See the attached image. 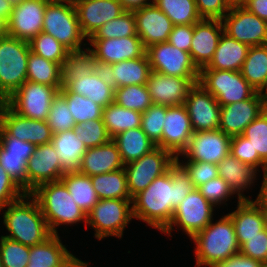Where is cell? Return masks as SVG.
Masks as SVG:
<instances>
[{"label":"cell","instance_id":"cell-49","mask_svg":"<svg viewBox=\"0 0 267 267\" xmlns=\"http://www.w3.org/2000/svg\"><path fill=\"white\" fill-rule=\"evenodd\" d=\"M32 155L8 154L0 146V165L27 194V162Z\"/></svg>","mask_w":267,"mask_h":267},{"label":"cell","instance_id":"cell-50","mask_svg":"<svg viewBox=\"0 0 267 267\" xmlns=\"http://www.w3.org/2000/svg\"><path fill=\"white\" fill-rule=\"evenodd\" d=\"M166 116V106L152 104L142 113L140 128L145 134L158 145L162 140L164 117Z\"/></svg>","mask_w":267,"mask_h":267},{"label":"cell","instance_id":"cell-25","mask_svg":"<svg viewBox=\"0 0 267 267\" xmlns=\"http://www.w3.org/2000/svg\"><path fill=\"white\" fill-rule=\"evenodd\" d=\"M136 19V32L145 48L167 42L173 28L169 17L154 3L133 11Z\"/></svg>","mask_w":267,"mask_h":267},{"label":"cell","instance_id":"cell-63","mask_svg":"<svg viewBox=\"0 0 267 267\" xmlns=\"http://www.w3.org/2000/svg\"><path fill=\"white\" fill-rule=\"evenodd\" d=\"M255 202L263 209L267 210V169L263 171V181L259 194Z\"/></svg>","mask_w":267,"mask_h":267},{"label":"cell","instance_id":"cell-54","mask_svg":"<svg viewBox=\"0 0 267 267\" xmlns=\"http://www.w3.org/2000/svg\"><path fill=\"white\" fill-rule=\"evenodd\" d=\"M240 253L261 263L267 262V229L247 238V242L240 247Z\"/></svg>","mask_w":267,"mask_h":267},{"label":"cell","instance_id":"cell-1","mask_svg":"<svg viewBox=\"0 0 267 267\" xmlns=\"http://www.w3.org/2000/svg\"><path fill=\"white\" fill-rule=\"evenodd\" d=\"M194 189L190 176L176 161L132 198L133 218L162 232L170 224L178 204Z\"/></svg>","mask_w":267,"mask_h":267},{"label":"cell","instance_id":"cell-35","mask_svg":"<svg viewBox=\"0 0 267 267\" xmlns=\"http://www.w3.org/2000/svg\"><path fill=\"white\" fill-rule=\"evenodd\" d=\"M116 89L128 85H146L151 67L147 55L113 63Z\"/></svg>","mask_w":267,"mask_h":267},{"label":"cell","instance_id":"cell-20","mask_svg":"<svg viewBox=\"0 0 267 267\" xmlns=\"http://www.w3.org/2000/svg\"><path fill=\"white\" fill-rule=\"evenodd\" d=\"M66 172L52 143L37 145L27 162V193L41 184L61 180Z\"/></svg>","mask_w":267,"mask_h":267},{"label":"cell","instance_id":"cell-14","mask_svg":"<svg viewBox=\"0 0 267 267\" xmlns=\"http://www.w3.org/2000/svg\"><path fill=\"white\" fill-rule=\"evenodd\" d=\"M151 71L174 77H200L189 52L162 42L146 48Z\"/></svg>","mask_w":267,"mask_h":267},{"label":"cell","instance_id":"cell-2","mask_svg":"<svg viewBox=\"0 0 267 267\" xmlns=\"http://www.w3.org/2000/svg\"><path fill=\"white\" fill-rule=\"evenodd\" d=\"M4 208L3 223L10 233L5 237L32 247L52 235L38 201L30 193Z\"/></svg>","mask_w":267,"mask_h":267},{"label":"cell","instance_id":"cell-65","mask_svg":"<svg viewBox=\"0 0 267 267\" xmlns=\"http://www.w3.org/2000/svg\"><path fill=\"white\" fill-rule=\"evenodd\" d=\"M88 264V262H83L77 257H74L70 267H89Z\"/></svg>","mask_w":267,"mask_h":267},{"label":"cell","instance_id":"cell-13","mask_svg":"<svg viewBox=\"0 0 267 267\" xmlns=\"http://www.w3.org/2000/svg\"><path fill=\"white\" fill-rule=\"evenodd\" d=\"M224 33L249 46L267 44V22L250 12L243 5L232 3L221 19Z\"/></svg>","mask_w":267,"mask_h":267},{"label":"cell","instance_id":"cell-16","mask_svg":"<svg viewBox=\"0 0 267 267\" xmlns=\"http://www.w3.org/2000/svg\"><path fill=\"white\" fill-rule=\"evenodd\" d=\"M49 0H23L13 5L6 24V34L30 42L43 29L45 8Z\"/></svg>","mask_w":267,"mask_h":267},{"label":"cell","instance_id":"cell-41","mask_svg":"<svg viewBox=\"0 0 267 267\" xmlns=\"http://www.w3.org/2000/svg\"><path fill=\"white\" fill-rule=\"evenodd\" d=\"M153 3L169 17L173 25H192L202 19L195 0H153Z\"/></svg>","mask_w":267,"mask_h":267},{"label":"cell","instance_id":"cell-30","mask_svg":"<svg viewBox=\"0 0 267 267\" xmlns=\"http://www.w3.org/2000/svg\"><path fill=\"white\" fill-rule=\"evenodd\" d=\"M217 166L218 176L226 181L234 194L238 195V201L250 200V197H246L242 192L249 189L248 187L254 183L259 170L251 165L242 163L231 153L222 159Z\"/></svg>","mask_w":267,"mask_h":267},{"label":"cell","instance_id":"cell-10","mask_svg":"<svg viewBox=\"0 0 267 267\" xmlns=\"http://www.w3.org/2000/svg\"><path fill=\"white\" fill-rule=\"evenodd\" d=\"M175 162L176 157L170 151L157 146L136 161L124 165L131 198L166 173Z\"/></svg>","mask_w":267,"mask_h":267},{"label":"cell","instance_id":"cell-67","mask_svg":"<svg viewBox=\"0 0 267 267\" xmlns=\"http://www.w3.org/2000/svg\"><path fill=\"white\" fill-rule=\"evenodd\" d=\"M50 2H62V3H72L76 4L79 0H49Z\"/></svg>","mask_w":267,"mask_h":267},{"label":"cell","instance_id":"cell-57","mask_svg":"<svg viewBox=\"0 0 267 267\" xmlns=\"http://www.w3.org/2000/svg\"><path fill=\"white\" fill-rule=\"evenodd\" d=\"M0 146L5 149L8 154L16 155H33L36 148V145L32 143L10 136L1 126Z\"/></svg>","mask_w":267,"mask_h":267},{"label":"cell","instance_id":"cell-26","mask_svg":"<svg viewBox=\"0 0 267 267\" xmlns=\"http://www.w3.org/2000/svg\"><path fill=\"white\" fill-rule=\"evenodd\" d=\"M224 32L220 19H201L194 24L190 55L199 70L206 67L213 58L221 35Z\"/></svg>","mask_w":267,"mask_h":267},{"label":"cell","instance_id":"cell-6","mask_svg":"<svg viewBox=\"0 0 267 267\" xmlns=\"http://www.w3.org/2000/svg\"><path fill=\"white\" fill-rule=\"evenodd\" d=\"M29 42L5 34L0 37V102H5L26 80Z\"/></svg>","mask_w":267,"mask_h":267},{"label":"cell","instance_id":"cell-31","mask_svg":"<svg viewBox=\"0 0 267 267\" xmlns=\"http://www.w3.org/2000/svg\"><path fill=\"white\" fill-rule=\"evenodd\" d=\"M250 46L223 32L210 63L202 69L240 71Z\"/></svg>","mask_w":267,"mask_h":267},{"label":"cell","instance_id":"cell-12","mask_svg":"<svg viewBox=\"0 0 267 267\" xmlns=\"http://www.w3.org/2000/svg\"><path fill=\"white\" fill-rule=\"evenodd\" d=\"M214 206L198 191L192 190L176 207L170 224L162 231L169 236L174 226L181 227L183 232L193 238L212 220Z\"/></svg>","mask_w":267,"mask_h":267},{"label":"cell","instance_id":"cell-17","mask_svg":"<svg viewBox=\"0 0 267 267\" xmlns=\"http://www.w3.org/2000/svg\"><path fill=\"white\" fill-rule=\"evenodd\" d=\"M183 105L194 132L219 129L221 106L199 82L189 90Z\"/></svg>","mask_w":267,"mask_h":267},{"label":"cell","instance_id":"cell-71","mask_svg":"<svg viewBox=\"0 0 267 267\" xmlns=\"http://www.w3.org/2000/svg\"><path fill=\"white\" fill-rule=\"evenodd\" d=\"M261 267H267V262L262 263Z\"/></svg>","mask_w":267,"mask_h":267},{"label":"cell","instance_id":"cell-3","mask_svg":"<svg viewBox=\"0 0 267 267\" xmlns=\"http://www.w3.org/2000/svg\"><path fill=\"white\" fill-rule=\"evenodd\" d=\"M195 245L196 266H209L229 259L240 253L234 225L227 214L219 221H212L193 238Z\"/></svg>","mask_w":267,"mask_h":267},{"label":"cell","instance_id":"cell-28","mask_svg":"<svg viewBox=\"0 0 267 267\" xmlns=\"http://www.w3.org/2000/svg\"><path fill=\"white\" fill-rule=\"evenodd\" d=\"M237 209L232 213H228L231 217L237 242L241 247L247 238L258 235L266 228L265 215L263 209L252 200L238 201Z\"/></svg>","mask_w":267,"mask_h":267},{"label":"cell","instance_id":"cell-21","mask_svg":"<svg viewBox=\"0 0 267 267\" xmlns=\"http://www.w3.org/2000/svg\"><path fill=\"white\" fill-rule=\"evenodd\" d=\"M87 53L96 61L117 63L123 60L140 58L146 54V48L138 35L111 39H89Z\"/></svg>","mask_w":267,"mask_h":267},{"label":"cell","instance_id":"cell-18","mask_svg":"<svg viewBox=\"0 0 267 267\" xmlns=\"http://www.w3.org/2000/svg\"><path fill=\"white\" fill-rule=\"evenodd\" d=\"M199 77H174L151 71L146 82L152 104L163 106L183 105L189 90Z\"/></svg>","mask_w":267,"mask_h":267},{"label":"cell","instance_id":"cell-40","mask_svg":"<svg viewBox=\"0 0 267 267\" xmlns=\"http://www.w3.org/2000/svg\"><path fill=\"white\" fill-rule=\"evenodd\" d=\"M34 54L66 67L76 57L53 36L40 32L30 42Z\"/></svg>","mask_w":267,"mask_h":267},{"label":"cell","instance_id":"cell-24","mask_svg":"<svg viewBox=\"0 0 267 267\" xmlns=\"http://www.w3.org/2000/svg\"><path fill=\"white\" fill-rule=\"evenodd\" d=\"M75 7L81 31L88 40L104 23L125 12L119 0H79Z\"/></svg>","mask_w":267,"mask_h":267},{"label":"cell","instance_id":"cell-29","mask_svg":"<svg viewBox=\"0 0 267 267\" xmlns=\"http://www.w3.org/2000/svg\"><path fill=\"white\" fill-rule=\"evenodd\" d=\"M74 257L61 242L59 234H52L44 242L30 247L27 267H70Z\"/></svg>","mask_w":267,"mask_h":267},{"label":"cell","instance_id":"cell-5","mask_svg":"<svg viewBox=\"0 0 267 267\" xmlns=\"http://www.w3.org/2000/svg\"><path fill=\"white\" fill-rule=\"evenodd\" d=\"M42 32L57 39L76 58H82L87 52L81 47L86 37L81 31L76 7L72 3L49 2L45 8Z\"/></svg>","mask_w":267,"mask_h":267},{"label":"cell","instance_id":"cell-58","mask_svg":"<svg viewBox=\"0 0 267 267\" xmlns=\"http://www.w3.org/2000/svg\"><path fill=\"white\" fill-rule=\"evenodd\" d=\"M193 33L194 24L174 25L169 35L168 42L180 50L189 52Z\"/></svg>","mask_w":267,"mask_h":267},{"label":"cell","instance_id":"cell-59","mask_svg":"<svg viewBox=\"0 0 267 267\" xmlns=\"http://www.w3.org/2000/svg\"><path fill=\"white\" fill-rule=\"evenodd\" d=\"M82 58L88 63L100 79L114 90L116 89L112 64L96 61L87 52L82 56Z\"/></svg>","mask_w":267,"mask_h":267},{"label":"cell","instance_id":"cell-39","mask_svg":"<svg viewBox=\"0 0 267 267\" xmlns=\"http://www.w3.org/2000/svg\"><path fill=\"white\" fill-rule=\"evenodd\" d=\"M142 113L126 109L115 102L103 108L102 120L111 138L117 134L141 126Z\"/></svg>","mask_w":267,"mask_h":267},{"label":"cell","instance_id":"cell-32","mask_svg":"<svg viewBox=\"0 0 267 267\" xmlns=\"http://www.w3.org/2000/svg\"><path fill=\"white\" fill-rule=\"evenodd\" d=\"M112 140L118 147L124 165L136 161L157 147L140 127L123 131Z\"/></svg>","mask_w":267,"mask_h":267},{"label":"cell","instance_id":"cell-9","mask_svg":"<svg viewBox=\"0 0 267 267\" xmlns=\"http://www.w3.org/2000/svg\"><path fill=\"white\" fill-rule=\"evenodd\" d=\"M199 83L220 106L247 100L257 92L240 71L201 69Z\"/></svg>","mask_w":267,"mask_h":267},{"label":"cell","instance_id":"cell-33","mask_svg":"<svg viewBox=\"0 0 267 267\" xmlns=\"http://www.w3.org/2000/svg\"><path fill=\"white\" fill-rule=\"evenodd\" d=\"M51 143L56 150L62 167L66 171H78L87 148L84 142L77 138L74 130L53 134Z\"/></svg>","mask_w":267,"mask_h":267},{"label":"cell","instance_id":"cell-19","mask_svg":"<svg viewBox=\"0 0 267 267\" xmlns=\"http://www.w3.org/2000/svg\"><path fill=\"white\" fill-rule=\"evenodd\" d=\"M0 126L10 135L34 145L51 143L53 133L47 121L25 118L0 102Z\"/></svg>","mask_w":267,"mask_h":267},{"label":"cell","instance_id":"cell-47","mask_svg":"<svg viewBox=\"0 0 267 267\" xmlns=\"http://www.w3.org/2000/svg\"><path fill=\"white\" fill-rule=\"evenodd\" d=\"M30 256V247L20 242L0 237V257L3 267H27Z\"/></svg>","mask_w":267,"mask_h":267},{"label":"cell","instance_id":"cell-70","mask_svg":"<svg viewBox=\"0 0 267 267\" xmlns=\"http://www.w3.org/2000/svg\"><path fill=\"white\" fill-rule=\"evenodd\" d=\"M14 5L17 4V3H20L22 2L23 0H10Z\"/></svg>","mask_w":267,"mask_h":267},{"label":"cell","instance_id":"cell-23","mask_svg":"<svg viewBox=\"0 0 267 267\" xmlns=\"http://www.w3.org/2000/svg\"><path fill=\"white\" fill-rule=\"evenodd\" d=\"M265 109L259 92L247 100L221 106L219 129L231 137L242 135L247 125Z\"/></svg>","mask_w":267,"mask_h":267},{"label":"cell","instance_id":"cell-7","mask_svg":"<svg viewBox=\"0 0 267 267\" xmlns=\"http://www.w3.org/2000/svg\"><path fill=\"white\" fill-rule=\"evenodd\" d=\"M59 92L85 96L103 108L114 103L115 90L100 79L83 58H75L65 67Z\"/></svg>","mask_w":267,"mask_h":267},{"label":"cell","instance_id":"cell-36","mask_svg":"<svg viewBox=\"0 0 267 267\" xmlns=\"http://www.w3.org/2000/svg\"><path fill=\"white\" fill-rule=\"evenodd\" d=\"M73 201L87 214L99 201L91 178L78 171H67L61 178Z\"/></svg>","mask_w":267,"mask_h":267},{"label":"cell","instance_id":"cell-55","mask_svg":"<svg viewBox=\"0 0 267 267\" xmlns=\"http://www.w3.org/2000/svg\"><path fill=\"white\" fill-rule=\"evenodd\" d=\"M25 194L26 192L0 165V210H3L6 205L20 199Z\"/></svg>","mask_w":267,"mask_h":267},{"label":"cell","instance_id":"cell-34","mask_svg":"<svg viewBox=\"0 0 267 267\" xmlns=\"http://www.w3.org/2000/svg\"><path fill=\"white\" fill-rule=\"evenodd\" d=\"M65 67L29 52L27 63V81L56 87H63Z\"/></svg>","mask_w":267,"mask_h":267},{"label":"cell","instance_id":"cell-8","mask_svg":"<svg viewBox=\"0 0 267 267\" xmlns=\"http://www.w3.org/2000/svg\"><path fill=\"white\" fill-rule=\"evenodd\" d=\"M132 218V200L103 199L86 214V226L94 228L98 240L109 236L122 238Z\"/></svg>","mask_w":267,"mask_h":267},{"label":"cell","instance_id":"cell-4","mask_svg":"<svg viewBox=\"0 0 267 267\" xmlns=\"http://www.w3.org/2000/svg\"><path fill=\"white\" fill-rule=\"evenodd\" d=\"M40 206L52 234H58L57 227L85 222L86 213L73 201L66 185L61 181L39 185L30 193Z\"/></svg>","mask_w":267,"mask_h":267},{"label":"cell","instance_id":"cell-27","mask_svg":"<svg viewBox=\"0 0 267 267\" xmlns=\"http://www.w3.org/2000/svg\"><path fill=\"white\" fill-rule=\"evenodd\" d=\"M124 168L116 143L111 139L106 144L87 148L78 172L89 177Z\"/></svg>","mask_w":267,"mask_h":267},{"label":"cell","instance_id":"cell-46","mask_svg":"<svg viewBox=\"0 0 267 267\" xmlns=\"http://www.w3.org/2000/svg\"><path fill=\"white\" fill-rule=\"evenodd\" d=\"M242 135L249 139L254 153L267 165V108L247 125Z\"/></svg>","mask_w":267,"mask_h":267},{"label":"cell","instance_id":"cell-22","mask_svg":"<svg viewBox=\"0 0 267 267\" xmlns=\"http://www.w3.org/2000/svg\"><path fill=\"white\" fill-rule=\"evenodd\" d=\"M193 133L185 106H166L162 140L157 146L170 151L177 157L187 147Z\"/></svg>","mask_w":267,"mask_h":267},{"label":"cell","instance_id":"cell-43","mask_svg":"<svg viewBox=\"0 0 267 267\" xmlns=\"http://www.w3.org/2000/svg\"><path fill=\"white\" fill-rule=\"evenodd\" d=\"M59 94L67 101L76 124L102 119L103 107L91 99L73 92H59Z\"/></svg>","mask_w":267,"mask_h":267},{"label":"cell","instance_id":"cell-11","mask_svg":"<svg viewBox=\"0 0 267 267\" xmlns=\"http://www.w3.org/2000/svg\"><path fill=\"white\" fill-rule=\"evenodd\" d=\"M58 93L56 87L26 80L5 103L25 118L47 121L52 101Z\"/></svg>","mask_w":267,"mask_h":267},{"label":"cell","instance_id":"cell-48","mask_svg":"<svg viewBox=\"0 0 267 267\" xmlns=\"http://www.w3.org/2000/svg\"><path fill=\"white\" fill-rule=\"evenodd\" d=\"M47 123L53 134L72 130L76 125L67 101L59 93L52 101Z\"/></svg>","mask_w":267,"mask_h":267},{"label":"cell","instance_id":"cell-52","mask_svg":"<svg viewBox=\"0 0 267 267\" xmlns=\"http://www.w3.org/2000/svg\"><path fill=\"white\" fill-rule=\"evenodd\" d=\"M176 161L188 173L195 188L201 186L204 183H207L211 179L218 177L217 164L189 160H186L187 162L184 163L180 162L179 159H176Z\"/></svg>","mask_w":267,"mask_h":267},{"label":"cell","instance_id":"cell-53","mask_svg":"<svg viewBox=\"0 0 267 267\" xmlns=\"http://www.w3.org/2000/svg\"><path fill=\"white\" fill-rule=\"evenodd\" d=\"M198 191L214 206L226 202L234 195L226 181L217 177L197 187Z\"/></svg>","mask_w":267,"mask_h":267},{"label":"cell","instance_id":"cell-60","mask_svg":"<svg viewBox=\"0 0 267 267\" xmlns=\"http://www.w3.org/2000/svg\"><path fill=\"white\" fill-rule=\"evenodd\" d=\"M261 265V262L238 253L212 267H261Z\"/></svg>","mask_w":267,"mask_h":267},{"label":"cell","instance_id":"cell-64","mask_svg":"<svg viewBox=\"0 0 267 267\" xmlns=\"http://www.w3.org/2000/svg\"><path fill=\"white\" fill-rule=\"evenodd\" d=\"M125 11H135L153 3V0H119Z\"/></svg>","mask_w":267,"mask_h":267},{"label":"cell","instance_id":"cell-66","mask_svg":"<svg viewBox=\"0 0 267 267\" xmlns=\"http://www.w3.org/2000/svg\"><path fill=\"white\" fill-rule=\"evenodd\" d=\"M264 90H265V92H264ZM259 93H260V96H261V98H262V100H263V102L267 108V82Z\"/></svg>","mask_w":267,"mask_h":267},{"label":"cell","instance_id":"cell-38","mask_svg":"<svg viewBox=\"0 0 267 267\" xmlns=\"http://www.w3.org/2000/svg\"><path fill=\"white\" fill-rule=\"evenodd\" d=\"M240 72L257 92L261 91L267 82V44L250 46Z\"/></svg>","mask_w":267,"mask_h":267},{"label":"cell","instance_id":"cell-56","mask_svg":"<svg viewBox=\"0 0 267 267\" xmlns=\"http://www.w3.org/2000/svg\"><path fill=\"white\" fill-rule=\"evenodd\" d=\"M202 19H222L230 10L231 0H195Z\"/></svg>","mask_w":267,"mask_h":267},{"label":"cell","instance_id":"cell-15","mask_svg":"<svg viewBox=\"0 0 267 267\" xmlns=\"http://www.w3.org/2000/svg\"><path fill=\"white\" fill-rule=\"evenodd\" d=\"M231 136L220 129L194 132L187 147L176 157L219 164L230 153Z\"/></svg>","mask_w":267,"mask_h":267},{"label":"cell","instance_id":"cell-62","mask_svg":"<svg viewBox=\"0 0 267 267\" xmlns=\"http://www.w3.org/2000/svg\"><path fill=\"white\" fill-rule=\"evenodd\" d=\"M243 6L267 22V0H248Z\"/></svg>","mask_w":267,"mask_h":267},{"label":"cell","instance_id":"cell-61","mask_svg":"<svg viewBox=\"0 0 267 267\" xmlns=\"http://www.w3.org/2000/svg\"><path fill=\"white\" fill-rule=\"evenodd\" d=\"M13 5L10 0H0V37L6 34V24L11 16Z\"/></svg>","mask_w":267,"mask_h":267},{"label":"cell","instance_id":"cell-68","mask_svg":"<svg viewBox=\"0 0 267 267\" xmlns=\"http://www.w3.org/2000/svg\"><path fill=\"white\" fill-rule=\"evenodd\" d=\"M232 3L237 5H244L248 0H231Z\"/></svg>","mask_w":267,"mask_h":267},{"label":"cell","instance_id":"cell-45","mask_svg":"<svg viewBox=\"0 0 267 267\" xmlns=\"http://www.w3.org/2000/svg\"><path fill=\"white\" fill-rule=\"evenodd\" d=\"M73 130L77 138L84 142L86 148L106 144L112 139L102 119L81 122L76 124Z\"/></svg>","mask_w":267,"mask_h":267},{"label":"cell","instance_id":"cell-69","mask_svg":"<svg viewBox=\"0 0 267 267\" xmlns=\"http://www.w3.org/2000/svg\"><path fill=\"white\" fill-rule=\"evenodd\" d=\"M264 212V215H265V226H266V229H267V210H263Z\"/></svg>","mask_w":267,"mask_h":267},{"label":"cell","instance_id":"cell-44","mask_svg":"<svg viewBox=\"0 0 267 267\" xmlns=\"http://www.w3.org/2000/svg\"><path fill=\"white\" fill-rule=\"evenodd\" d=\"M137 35L133 11H125L117 18L104 23L90 39L123 38Z\"/></svg>","mask_w":267,"mask_h":267},{"label":"cell","instance_id":"cell-42","mask_svg":"<svg viewBox=\"0 0 267 267\" xmlns=\"http://www.w3.org/2000/svg\"><path fill=\"white\" fill-rule=\"evenodd\" d=\"M114 102L121 107L141 113L152 105L146 85H128L115 89Z\"/></svg>","mask_w":267,"mask_h":267},{"label":"cell","instance_id":"cell-51","mask_svg":"<svg viewBox=\"0 0 267 267\" xmlns=\"http://www.w3.org/2000/svg\"><path fill=\"white\" fill-rule=\"evenodd\" d=\"M230 153L242 163L251 165L257 170L259 166H262L263 171L267 169V165L259 158L258 153H254L249 139L243 135H236L231 138Z\"/></svg>","mask_w":267,"mask_h":267},{"label":"cell","instance_id":"cell-37","mask_svg":"<svg viewBox=\"0 0 267 267\" xmlns=\"http://www.w3.org/2000/svg\"><path fill=\"white\" fill-rule=\"evenodd\" d=\"M90 178L99 200H132L129 194L124 168L100 175L91 176Z\"/></svg>","mask_w":267,"mask_h":267},{"label":"cell","instance_id":"cell-72","mask_svg":"<svg viewBox=\"0 0 267 267\" xmlns=\"http://www.w3.org/2000/svg\"><path fill=\"white\" fill-rule=\"evenodd\" d=\"M0 267H3V264H2V262H1V257H0Z\"/></svg>","mask_w":267,"mask_h":267}]
</instances>
